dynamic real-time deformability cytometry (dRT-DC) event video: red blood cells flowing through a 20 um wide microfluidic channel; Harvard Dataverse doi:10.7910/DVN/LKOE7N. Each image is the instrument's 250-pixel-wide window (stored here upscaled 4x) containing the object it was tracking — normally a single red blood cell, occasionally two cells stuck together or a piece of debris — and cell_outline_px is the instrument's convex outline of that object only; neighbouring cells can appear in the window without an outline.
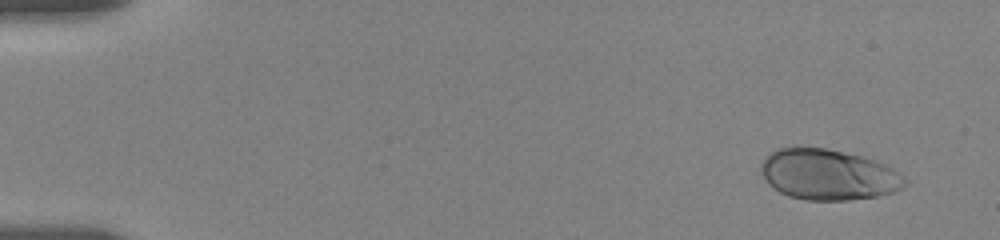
{"species": "human", "species_latin": "Homo sapiens", "temperature_condition": "room temperature", "stored_images_in_passage": 18, "camera_frame_rate_fps": 3000, "um_per_image_px": 0.085, "donor": {"sex": "female"}, "frame": {"image": 1, "passage_image": 1, "time_ms": 0.0, "image_size_px": [1000, 240], "cell_outline_px": [[908, 184], [892, 192], [880, 196], [848, 200], [804, 200], [788, 196], [780, 192], [768, 184], [760, 172], [760, 164], [776, 148], [824, 148], [864, 156], [876, 160], [892, 168], [904, 176], [908, 180]], "centroid_in_image_um": [70.42, 14.85], "position_along_channel_um": 14.6, "area_um2": 42.6}}
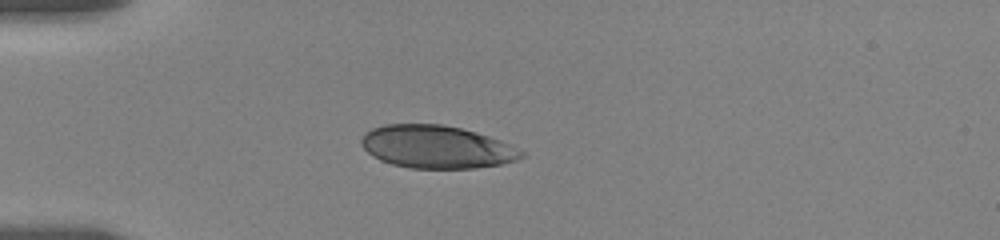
{"frame": {"image": 2, "passage_image": 10, "time_ms": 4.0, "image_size_px": [1000, 240], "cell_outline_px": [[528, 156], [516, 160], [500, 164], [476, 168], [412, 168], [392, 164], [380, 160], [372, 156], [360, 144], [360, 140], [364, 132], [372, 128], [384, 124], [440, 124], [460, 128], [476, 132], [500, 140], [524, 152]], "centroid_in_image_um": [37.09, 12.48], "position_along_channel_um": 47.9, "area_um2": 39.94}}
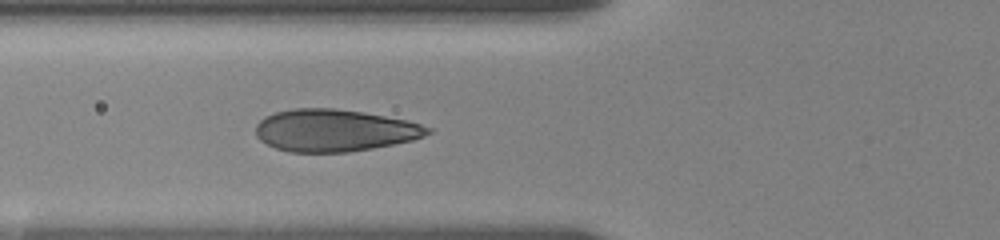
{"frame": {"image": 3, "passage_image": 18, "time_ms": 6.0, "image_size_px": [1000, 240], "cell_outline_px": [[432, 132], [424, 136], [412, 140], [372, 148], [348, 152], [288, 152], [276, 148], [260, 140], [256, 136], [256, 124], [264, 116], [276, 112], [292, 108], [332, 108], [364, 112], [408, 120], [432, 128]], "centroid_in_image_um": [28.42, 11.08], "position_along_channel_um": 97.4, "area_um2": 42.31}}